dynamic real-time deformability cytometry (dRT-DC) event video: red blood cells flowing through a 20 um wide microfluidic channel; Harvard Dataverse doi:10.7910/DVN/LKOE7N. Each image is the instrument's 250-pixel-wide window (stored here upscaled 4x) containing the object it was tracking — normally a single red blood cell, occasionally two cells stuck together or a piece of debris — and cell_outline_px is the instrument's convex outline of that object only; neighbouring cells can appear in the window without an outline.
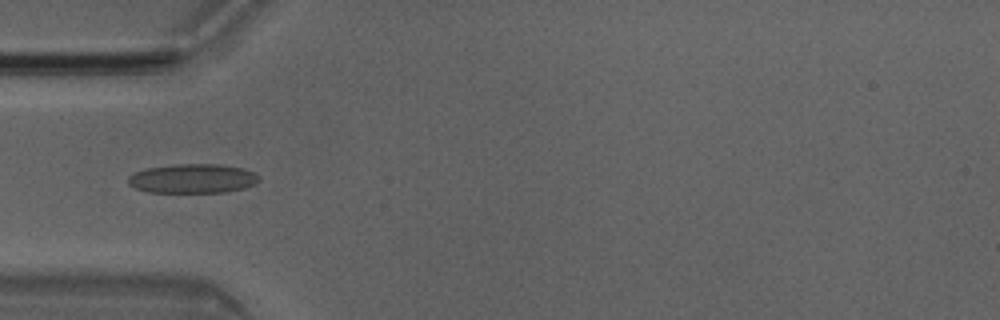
{"species": "Egyptian fruit bat (a non-hibernating species)", "species_latin": "Rousettus aegyptiacus", "temperature_condition": "room temperature", "stored_images_in_passage": 4, "camera_frame_rate_fps": 3000, "um_per_image_px": 0.085, "animal": {"sex": "male"}, "frame": {"image": 1, "passage_image": 4, "time_ms": 1.0, "image_size_px": [1000, 320], "cell_outline_px": [[260, 180], [256, 184], [244, 188], [224, 192], [148, 192], [136, 188], [128, 184], [128, 176], [136, 172], [148, 168], [176, 164], [220, 164], [244, 168], [260, 176]], "centroid_in_image_um": [16.41, 15.17], "position_along_channel_um": 68.6, "area_um2": 22.31}}